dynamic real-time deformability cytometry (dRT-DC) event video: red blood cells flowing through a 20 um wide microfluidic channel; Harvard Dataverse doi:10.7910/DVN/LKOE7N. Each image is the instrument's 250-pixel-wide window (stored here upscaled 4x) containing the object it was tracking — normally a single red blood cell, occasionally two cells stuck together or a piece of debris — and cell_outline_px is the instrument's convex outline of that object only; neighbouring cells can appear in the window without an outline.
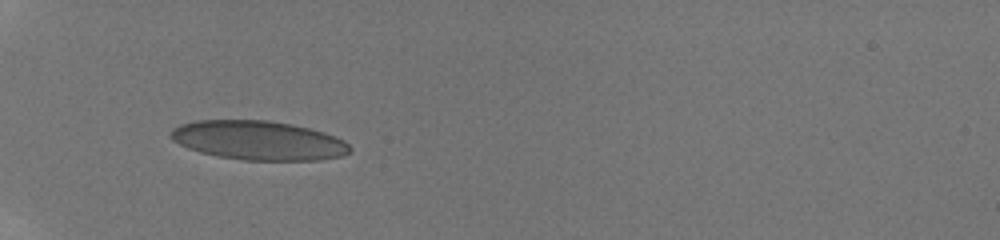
{"species": "human", "species_latin": "Homo sapiens", "temperature_condition": "room temperature", "stored_images_in_passage": 16, "camera_frame_rate_fps": 3000, "um_per_image_px": 0.085, "donor": {"sex": "male"}, "frame": {"image": 1, "passage_image": 1, "time_ms": 0.0, "image_size_px": [1000, 240], "cell_outline_px": [[352, 148], [344, 156], [320, 160], [244, 160], [220, 156], [200, 152], [188, 148], [172, 140], [168, 132], [172, 128], [180, 124], [196, 120], [268, 120], [292, 124], [324, 132], [336, 136], [344, 140]], "centroid_in_image_um": [21.97, 11.93], "position_along_channel_um": 63.0, "area_um2": 41.04}}
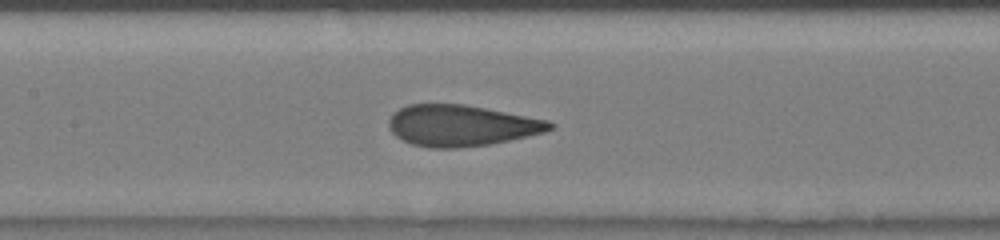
{"frame": {"image": 2, "passage_image": 7, "time_ms": 3.0, "image_size_px": [1000, 240], "cell_outline_px": [[556, 124], [552, 128], [544, 132], [492, 144], [456, 148], [428, 148], [412, 144], [396, 136], [388, 128], [388, 120], [392, 112], [408, 104], [464, 104], [548, 120]], "centroid_in_image_um": [39.17, 10.67], "position_along_channel_um": 168.2, "area_um2": 38.67}}
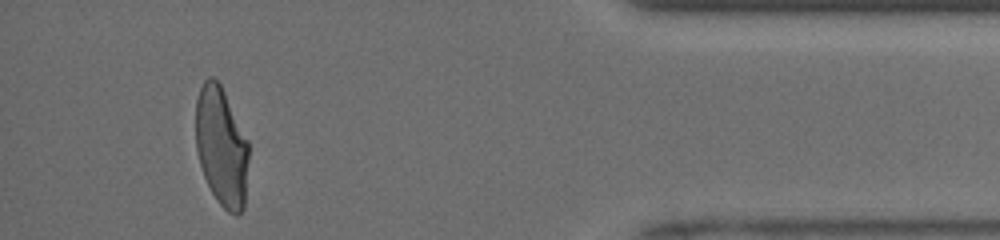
{"frame": {"image": 3, "passage_image": 15, "time_ms": 10.0, "image_size_px": [1000, 240], "cell_outline_px": [[248, 160], [244, 208], [236, 216], [228, 212], [216, 200], [204, 176], [200, 164], [196, 148], [196, 100], [200, 88], [204, 80], [208, 76], [212, 76], [220, 84], [248, 140]], "centroid_in_image_um": [18.82, 12.47], "position_along_channel_um": 416.4, "area_um2": 36.65}, "authors_computed_cell_mechanics": {"area_um2": 38.4659, "velocity_mm_per_s": 4.0914, "shape_relaxation_time_tau1_ms": 6.4026, "shape_relaxation_time_tau2_ms": null, "deformation_change_tau1": 0.1991, "deformation_change_tau2": null}}